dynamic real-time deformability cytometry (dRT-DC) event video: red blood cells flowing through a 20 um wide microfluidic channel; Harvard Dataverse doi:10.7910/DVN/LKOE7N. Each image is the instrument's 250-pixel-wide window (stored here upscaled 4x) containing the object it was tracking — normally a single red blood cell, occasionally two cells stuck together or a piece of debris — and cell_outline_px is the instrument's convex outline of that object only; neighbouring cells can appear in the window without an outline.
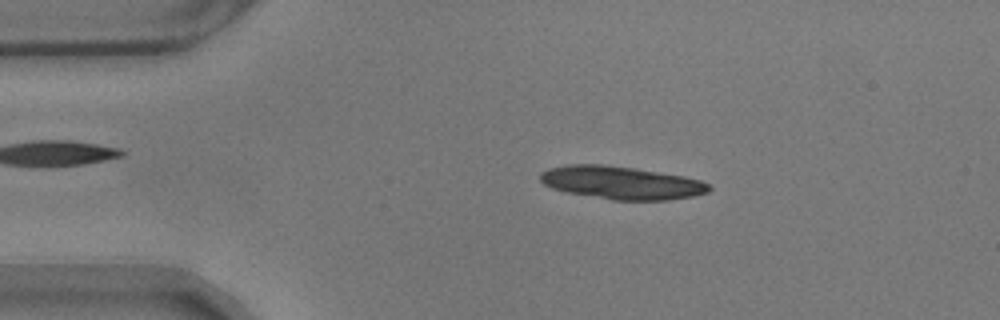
{"species": "common noctule bat (a hibernating species)", "species_latin": "Nyctalus noctula", "temperature_condition": "warm", "stored_images_in_passage": 54, "camera_frame_rate_fps": 3000, "um_per_image_px": 0.085, "animal": {"sex": "male", "body_mass_g": 17.9}, "frame": {"image": 1, "passage_image": 9, "time_ms": 2.667, "image_size_px": [1000, 320], "cell_outline_px": [[712, 188], [708, 192], [696, 196], [668, 200], [612, 200], [568, 192], [552, 188], [544, 184], [540, 180], [540, 172], [548, 168], [568, 164], [604, 164], [636, 168], [684, 176], [700, 180], [708, 184]], "centroid_in_image_um": [52.82, 15.52], "position_along_channel_um": 32.2, "area_um2": 32.6}}
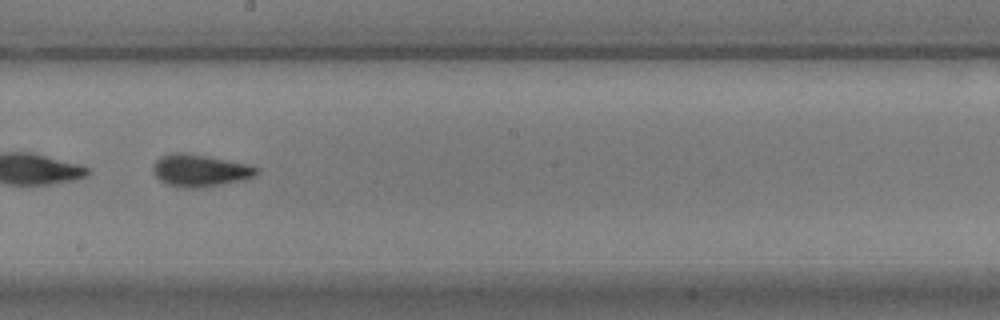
{"frame": {"image": 2, "passage_image": 30, "time_ms": 9.667, "image_size_px": [1000, 320], "cell_outline_px": [[260, 172], [256, 176], [244, 180], [200, 188], [184, 188], [168, 184], [160, 180], [156, 176], [152, 168], [152, 164], [160, 156], [172, 152], [184, 152], [208, 156], [252, 164], [260, 168]], "centroid_in_image_um": [17.05, 14.48], "position_along_channel_um": 231.1, "area_um2": 19.88}}
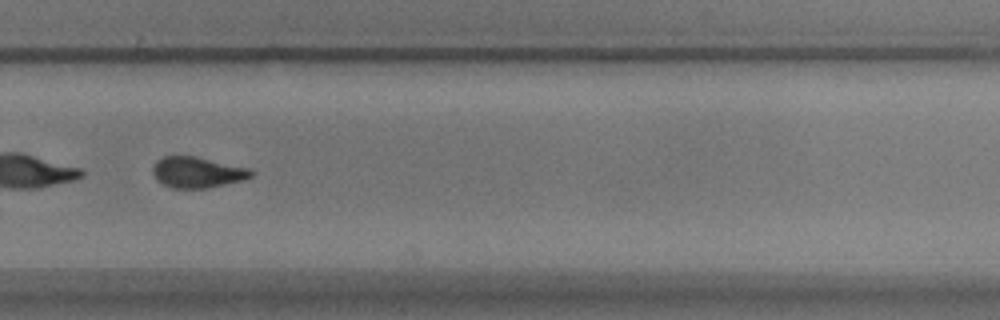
{"frame": {"image": 3, "passage_image": 37, "time_ms": 12.0, "image_size_px": [1000, 320], "cell_outline_px": [[252, 176], [244, 180], [208, 188], [172, 188], [156, 180], [152, 172], [152, 168], [156, 160], [164, 156], [196, 156], [248, 168], [252, 172]], "centroid_in_image_um": [16.74, 14.65], "position_along_channel_um": 313.1, "area_um2": 17.69}, "authors_computed_cell_mechanics": {"area_um2": 18.8717, "velocity_mm_per_s": 3.5182, "shape_relaxation_time_tau1_ms": 4.0735, "shape_relaxation_time_tau2_ms": 2.2032, "deformation_change_tau1": 0.1541, "deformation_change_tau2": 0.0828}}